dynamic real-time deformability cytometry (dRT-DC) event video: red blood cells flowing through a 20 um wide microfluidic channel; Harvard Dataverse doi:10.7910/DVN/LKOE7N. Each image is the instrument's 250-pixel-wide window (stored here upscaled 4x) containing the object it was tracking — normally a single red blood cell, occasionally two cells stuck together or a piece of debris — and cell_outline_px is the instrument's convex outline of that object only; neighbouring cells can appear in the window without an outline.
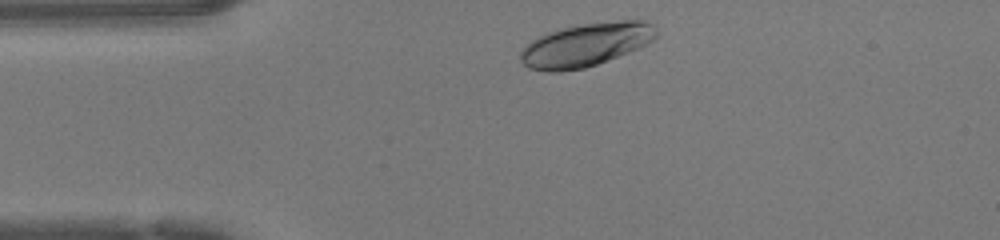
{"species": "human", "species_latin": "Homo sapiens", "temperature_condition": "warm", "stored_images_in_passage": 31, "camera_frame_rate_fps": 3000, "um_per_image_px": 0.085, "donor": {"sex": "female"}, "frame": {"image": 1, "passage_image": 1, "time_ms": 0.0, "image_size_px": [1000, 240], "cell_outline_px": [[656, 36], [652, 40], [628, 52], [596, 64], [584, 68], [560, 72], [548, 72], [528, 68], [520, 60], [520, 52], [532, 40], [548, 32], [580, 24], [620, 20], [644, 20], [652, 24], [656, 28]], "centroid_in_image_um": [49.77, 3.81], "position_along_channel_um": 35.2, "area_um2": 33.93}}
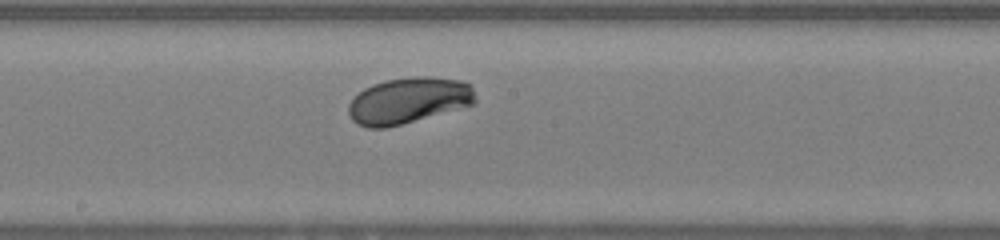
{"frame": {"image": 2, "passage_image": 16, "time_ms": 5.0, "image_size_px": [1000, 240], "cell_outline_px": [[476, 104], [400, 124], [384, 128], [368, 128], [352, 120], [348, 112], [348, 104], [364, 88], [372, 84], [388, 80], [412, 76], [428, 76], [464, 80], [472, 84], [476, 100]], "centroid_in_image_um": [34.77, 8.52], "position_along_channel_um": 213.4, "area_um2": 34.1}}
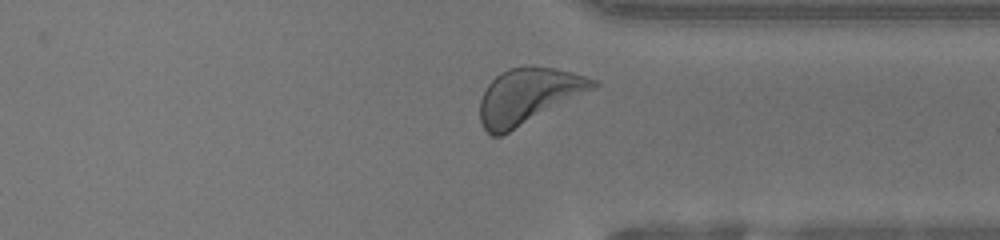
{"frame": {"image": 3, "passage_image": 27, "time_ms": 8.667, "image_size_px": [1000, 240], "cell_outline_px": [[600, 84], [596, 88], [500, 136], [492, 136], [480, 124], [480, 100], [488, 84], [500, 72], [508, 68], [552, 68], [572, 72], [596, 80]], "centroid_in_image_um": [44.89, 8.18], "position_along_channel_um": 366.5, "area_um2": 35.89}, "authors_computed_cell_mechanics": {"area_um2": 33.3506, "velocity_mm_per_s": 4.2148, "shape_relaxation_time_tau1_ms": 3.4483, "shape_relaxation_time_tau2_ms": null, "deformation_change_tau1": 0.1626, "deformation_change_tau2": null}}